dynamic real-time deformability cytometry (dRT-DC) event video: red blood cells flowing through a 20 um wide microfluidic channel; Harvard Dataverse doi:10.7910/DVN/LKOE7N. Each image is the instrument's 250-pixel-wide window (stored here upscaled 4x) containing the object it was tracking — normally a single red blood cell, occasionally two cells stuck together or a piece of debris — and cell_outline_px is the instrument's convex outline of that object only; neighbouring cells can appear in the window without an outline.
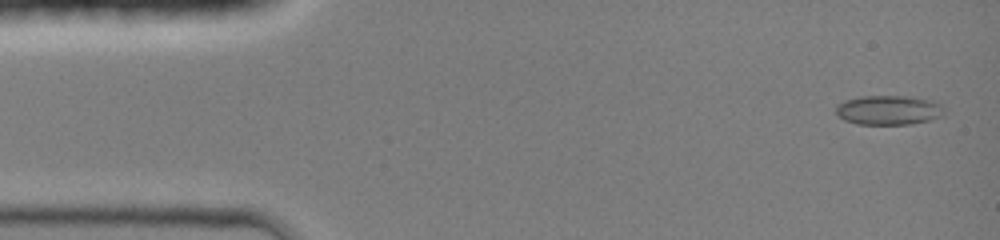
{"species": "common noctule bat (a hibernating species)", "species_latin": "Nyctalus noctula", "temperature_condition": "room temperature", "stored_images_in_passage": 44, "camera_frame_rate_fps": 3000, "um_per_image_px": 0.085, "animal": {"sex": "female", "body_mass_g": 19.0, "forearm_length_mm": 51.5}, "frame": {"image": 1, "passage_image": 2, "time_ms": 0.333, "image_size_px": [1000, 240], "cell_outline_px": [[944, 116], [912, 124], [856, 124], [844, 120], [836, 116], [836, 104], [844, 100], [860, 96], [908, 96], [932, 100], [940, 104], [944, 108]], "centroid_in_image_um": [75.51, 9.35], "position_along_channel_um": 9.5, "area_um2": 18.84}}
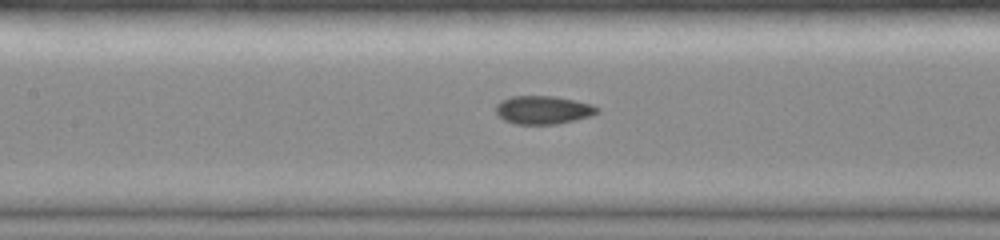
{"frame": {"image": 2, "passage_image": 20, "time_ms": 6.333, "image_size_px": [1000, 240], "cell_outline_px": [[600, 112], [592, 116], [556, 124], [516, 124], [504, 120], [496, 112], [496, 104], [500, 100], [512, 96], [552, 96], [592, 104], [600, 108]], "centroid_in_image_um": [46.18, 9.34], "position_along_channel_um": 161.2, "area_um2": 16.7}}
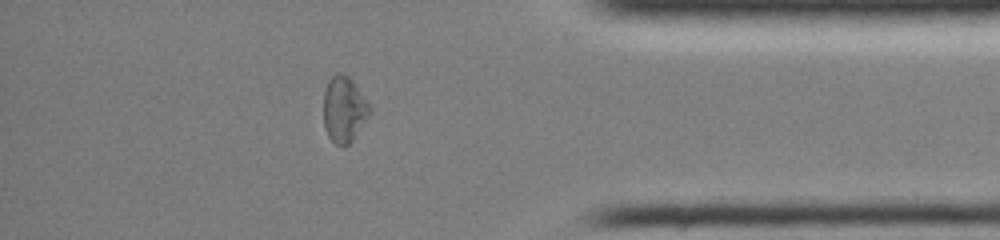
{"frame": {"image": 3, "passage_image": 38, "time_ms": 12.333, "image_size_px": [1000, 240], "cell_outline_px": [[372, 112], [352, 140], [344, 148], [336, 144], [328, 136], [324, 128], [324, 92], [328, 80], [336, 72], [340, 72], [348, 76], [352, 80], [372, 108]], "centroid_in_image_um": [29.24, 9.3], "position_along_channel_um": 406.0, "area_um2": 17.8}}